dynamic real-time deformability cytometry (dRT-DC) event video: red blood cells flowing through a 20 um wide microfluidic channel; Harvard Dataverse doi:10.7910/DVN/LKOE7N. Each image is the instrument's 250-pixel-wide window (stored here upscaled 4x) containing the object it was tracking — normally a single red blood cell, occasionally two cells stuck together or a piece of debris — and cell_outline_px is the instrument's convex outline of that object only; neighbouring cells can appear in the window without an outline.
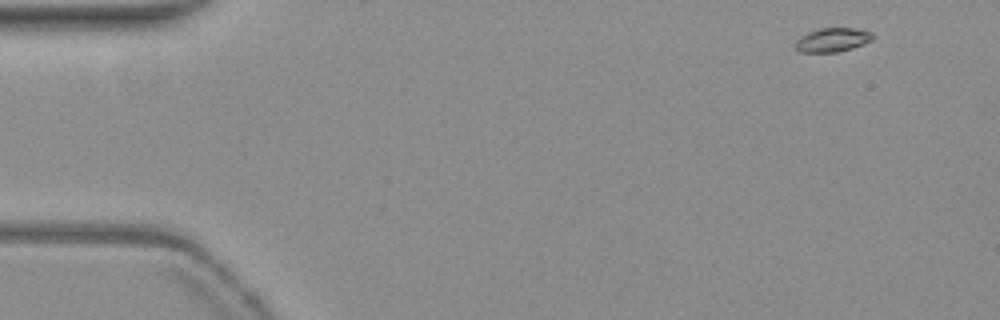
{"species": "common noctule bat (a hibernating species)", "species_latin": "Nyctalus noctula", "temperature_condition": "warm", "stored_images_in_passage": 14, "camera_frame_rate_fps": 3000, "um_per_image_px": 0.085, "animal": {"sex": "female", "body_mass_g": 19.3, "forearm_length_mm": 54.1}, "frame": {"image": 1, "passage_image": 1, "time_ms": 0.0, "image_size_px": [1000, 320], "cell_outline_px": [[876, 36], [872, 40], [864, 44], [852, 48], [836, 52], [800, 52], [792, 44], [800, 36], [808, 32], [820, 28], [852, 28], [872, 32]], "centroid_in_image_um": [70.75, 3.39], "position_along_channel_um": 14.2, "area_um2": 10.92}}
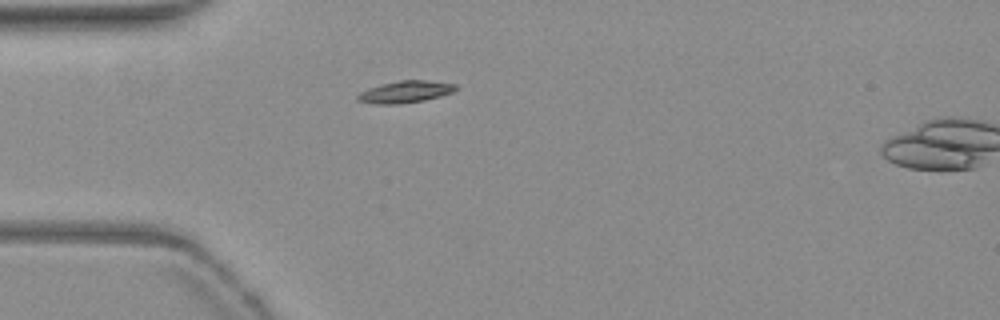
{"frame": {"image": 2, "passage_image": 12, "time_ms": 3.667, "image_size_px": [1000, 320], "cell_outline_px": [[460, 88], [452, 92], [440, 96], [424, 100], [400, 104], [376, 104], [356, 100], [356, 96], [360, 92], [368, 88], [380, 84], [400, 80], [424, 80], [456, 84]], "centroid_in_image_um": [34.44, 7.8], "position_along_channel_um": 50.6, "area_um2": 12.6}}